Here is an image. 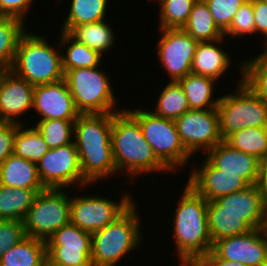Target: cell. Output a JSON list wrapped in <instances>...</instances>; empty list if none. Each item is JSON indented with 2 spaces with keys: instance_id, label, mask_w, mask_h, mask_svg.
<instances>
[{
  "instance_id": "obj_1",
  "label": "cell",
  "mask_w": 267,
  "mask_h": 266,
  "mask_svg": "<svg viewBox=\"0 0 267 266\" xmlns=\"http://www.w3.org/2000/svg\"><path fill=\"white\" fill-rule=\"evenodd\" d=\"M113 113L80 114L74 124V142L83 178L91 185L117 173L112 154Z\"/></svg>"
},
{
  "instance_id": "obj_2",
  "label": "cell",
  "mask_w": 267,
  "mask_h": 266,
  "mask_svg": "<svg viewBox=\"0 0 267 266\" xmlns=\"http://www.w3.org/2000/svg\"><path fill=\"white\" fill-rule=\"evenodd\" d=\"M111 145L119 174L124 170L132 179L150 172L159 174L170 171L154 154L144 138L139 122L126 109L113 113Z\"/></svg>"
},
{
  "instance_id": "obj_3",
  "label": "cell",
  "mask_w": 267,
  "mask_h": 266,
  "mask_svg": "<svg viewBox=\"0 0 267 266\" xmlns=\"http://www.w3.org/2000/svg\"><path fill=\"white\" fill-rule=\"evenodd\" d=\"M175 208L173 236L179 258L207 254L213 243L208 230V201L188 183Z\"/></svg>"
},
{
  "instance_id": "obj_4",
  "label": "cell",
  "mask_w": 267,
  "mask_h": 266,
  "mask_svg": "<svg viewBox=\"0 0 267 266\" xmlns=\"http://www.w3.org/2000/svg\"><path fill=\"white\" fill-rule=\"evenodd\" d=\"M57 46L53 47L45 36L26 31L19 40L10 70L34 86L64 79L59 42Z\"/></svg>"
},
{
  "instance_id": "obj_5",
  "label": "cell",
  "mask_w": 267,
  "mask_h": 266,
  "mask_svg": "<svg viewBox=\"0 0 267 266\" xmlns=\"http://www.w3.org/2000/svg\"><path fill=\"white\" fill-rule=\"evenodd\" d=\"M134 202L105 228L92 233L91 263L95 266H116L132 250L140 246L143 235L137 204Z\"/></svg>"
},
{
  "instance_id": "obj_6",
  "label": "cell",
  "mask_w": 267,
  "mask_h": 266,
  "mask_svg": "<svg viewBox=\"0 0 267 266\" xmlns=\"http://www.w3.org/2000/svg\"><path fill=\"white\" fill-rule=\"evenodd\" d=\"M107 75L98 67L71 69L64 74L80 114L117 113L124 109H118L113 86Z\"/></svg>"
},
{
  "instance_id": "obj_7",
  "label": "cell",
  "mask_w": 267,
  "mask_h": 266,
  "mask_svg": "<svg viewBox=\"0 0 267 266\" xmlns=\"http://www.w3.org/2000/svg\"><path fill=\"white\" fill-rule=\"evenodd\" d=\"M126 110L139 122L145 140L170 172L188 164L193 156L183 146L174 120L156 116L148 109Z\"/></svg>"
},
{
  "instance_id": "obj_8",
  "label": "cell",
  "mask_w": 267,
  "mask_h": 266,
  "mask_svg": "<svg viewBox=\"0 0 267 266\" xmlns=\"http://www.w3.org/2000/svg\"><path fill=\"white\" fill-rule=\"evenodd\" d=\"M232 94L220 96L217 111L223 140L231 133L248 127H267V103L237 82Z\"/></svg>"
},
{
  "instance_id": "obj_9",
  "label": "cell",
  "mask_w": 267,
  "mask_h": 266,
  "mask_svg": "<svg viewBox=\"0 0 267 266\" xmlns=\"http://www.w3.org/2000/svg\"><path fill=\"white\" fill-rule=\"evenodd\" d=\"M65 189L40 191L22 220L26 236L47 241L70 222V196Z\"/></svg>"
},
{
  "instance_id": "obj_10",
  "label": "cell",
  "mask_w": 267,
  "mask_h": 266,
  "mask_svg": "<svg viewBox=\"0 0 267 266\" xmlns=\"http://www.w3.org/2000/svg\"><path fill=\"white\" fill-rule=\"evenodd\" d=\"M83 195L70 196V222L91 234L105 228L133 203V196L126 193L118 202L103 195Z\"/></svg>"
},
{
  "instance_id": "obj_11",
  "label": "cell",
  "mask_w": 267,
  "mask_h": 266,
  "mask_svg": "<svg viewBox=\"0 0 267 266\" xmlns=\"http://www.w3.org/2000/svg\"><path fill=\"white\" fill-rule=\"evenodd\" d=\"M37 170L44 188L67 189L71 185L83 188L90 185L83 178L75 142L49 149L38 162Z\"/></svg>"
},
{
  "instance_id": "obj_12",
  "label": "cell",
  "mask_w": 267,
  "mask_h": 266,
  "mask_svg": "<svg viewBox=\"0 0 267 266\" xmlns=\"http://www.w3.org/2000/svg\"><path fill=\"white\" fill-rule=\"evenodd\" d=\"M174 122L183 146L192 156L199 151L205 154L223 141L217 108L188 110Z\"/></svg>"
},
{
  "instance_id": "obj_13",
  "label": "cell",
  "mask_w": 267,
  "mask_h": 266,
  "mask_svg": "<svg viewBox=\"0 0 267 266\" xmlns=\"http://www.w3.org/2000/svg\"><path fill=\"white\" fill-rule=\"evenodd\" d=\"M91 243V233L69 222L46 241L47 263L50 266L90 265Z\"/></svg>"
},
{
  "instance_id": "obj_14",
  "label": "cell",
  "mask_w": 267,
  "mask_h": 266,
  "mask_svg": "<svg viewBox=\"0 0 267 266\" xmlns=\"http://www.w3.org/2000/svg\"><path fill=\"white\" fill-rule=\"evenodd\" d=\"M157 56L171 82H177L191 73V64L198 41L182 28L159 29Z\"/></svg>"
},
{
  "instance_id": "obj_15",
  "label": "cell",
  "mask_w": 267,
  "mask_h": 266,
  "mask_svg": "<svg viewBox=\"0 0 267 266\" xmlns=\"http://www.w3.org/2000/svg\"><path fill=\"white\" fill-rule=\"evenodd\" d=\"M212 251L221 259L239 261L245 266H267V241L260 229L218 239Z\"/></svg>"
},
{
  "instance_id": "obj_16",
  "label": "cell",
  "mask_w": 267,
  "mask_h": 266,
  "mask_svg": "<svg viewBox=\"0 0 267 266\" xmlns=\"http://www.w3.org/2000/svg\"><path fill=\"white\" fill-rule=\"evenodd\" d=\"M199 168H191L188 183L206 201L216 200L227 194L243 190L250 184L237 174L224 173L206 157ZM201 166V167H200Z\"/></svg>"
},
{
  "instance_id": "obj_17",
  "label": "cell",
  "mask_w": 267,
  "mask_h": 266,
  "mask_svg": "<svg viewBox=\"0 0 267 266\" xmlns=\"http://www.w3.org/2000/svg\"><path fill=\"white\" fill-rule=\"evenodd\" d=\"M33 94L34 85L11 70L0 71V123L23 124L19 118L33 109Z\"/></svg>"
},
{
  "instance_id": "obj_18",
  "label": "cell",
  "mask_w": 267,
  "mask_h": 266,
  "mask_svg": "<svg viewBox=\"0 0 267 266\" xmlns=\"http://www.w3.org/2000/svg\"><path fill=\"white\" fill-rule=\"evenodd\" d=\"M34 109L38 115H41L39 120H76L80 115L65 79L34 86Z\"/></svg>"
},
{
  "instance_id": "obj_19",
  "label": "cell",
  "mask_w": 267,
  "mask_h": 266,
  "mask_svg": "<svg viewBox=\"0 0 267 266\" xmlns=\"http://www.w3.org/2000/svg\"><path fill=\"white\" fill-rule=\"evenodd\" d=\"M264 201L257 184L208 201V213H232L240 216L252 229H260Z\"/></svg>"
},
{
  "instance_id": "obj_20",
  "label": "cell",
  "mask_w": 267,
  "mask_h": 266,
  "mask_svg": "<svg viewBox=\"0 0 267 266\" xmlns=\"http://www.w3.org/2000/svg\"><path fill=\"white\" fill-rule=\"evenodd\" d=\"M205 154L206 158L224 173L237 174L250 185L258 183L260 160L253 155L231 147L224 140Z\"/></svg>"
},
{
  "instance_id": "obj_21",
  "label": "cell",
  "mask_w": 267,
  "mask_h": 266,
  "mask_svg": "<svg viewBox=\"0 0 267 266\" xmlns=\"http://www.w3.org/2000/svg\"><path fill=\"white\" fill-rule=\"evenodd\" d=\"M223 41L225 37L215 41L198 42L191 64L192 74L210 77L216 81L221 79L231 65V56L218 46Z\"/></svg>"
},
{
  "instance_id": "obj_22",
  "label": "cell",
  "mask_w": 267,
  "mask_h": 266,
  "mask_svg": "<svg viewBox=\"0 0 267 266\" xmlns=\"http://www.w3.org/2000/svg\"><path fill=\"white\" fill-rule=\"evenodd\" d=\"M0 185L13 188L44 190L37 164L12 153L0 166Z\"/></svg>"
},
{
  "instance_id": "obj_23",
  "label": "cell",
  "mask_w": 267,
  "mask_h": 266,
  "mask_svg": "<svg viewBox=\"0 0 267 266\" xmlns=\"http://www.w3.org/2000/svg\"><path fill=\"white\" fill-rule=\"evenodd\" d=\"M177 82L186 95L190 110L217 108L220 96L218 98L213 96L215 83L218 82L215 79L190 73Z\"/></svg>"
},
{
  "instance_id": "obj_24",
  "label": "cell",
  "mask_w": 267,
  "mask_h": 266,
  "mask_svg": "<svg viewBox=\"0 0 267 266\" xmlns=\"http://www.w3.org/2000/svg\"><path fill=\"white\" fill-rule=\"evenodd\" d=\"M46 241L26 236L0 258V266H44Z\"/></svg>"
},
{
  "instance_id": "obj_25",
  "label": "cell",
  "mask_w": 267,
  "mask_h": 266,
  "mask_svg": "<svg viewBox=\"0 0 267 266\" xmlns=\"http://www.w3.org/2000/svg\"><path fill=\"white\" fill-rule=\"evenodd\" d=\"M60 48L66 52L62 54V68L64 74L71 69L100 67L103 56L81 42L74 40L67 32L60 34ZM67 45V46H66ZM66 47V48H65Z\"/></svg>"
},
{
  "instance_id": "obj_26",
  "label": "cell",
  "mask_w": 267,
  "mask_h": 266,
  "mask_svg": "<svg viewBox=\"0 0 267 266\" xmlns=\"http://www.w3.org/2000/svg\"><path fill=\"white\" fill-rule=\"evenodd\" d=\"M40 191L0 185V220L22 222Z\"/></svg>"
},
{
  "instance_id": "obj_27",
  "label": "cell",
  "mask_w": 267,
  "mask_h": 266,
  "mask_svg": "<svg viewBox=\"0 0 267 266\" xmlns=\"http://www.w3.org/2000/svg\"><path fill=\"white\" fill-rule=\"evenodd\" d=\"M182 29L198 42L224 38V33L215 24L204 0H197L194 3L188 21Z\"/></svg>"
},
{
  "instance_id": "obj_28",
  "label": "cell",
  "mask_w": 267,
  "mask_h": 266,
  "mask_svg": "<svg viewBox=\"0 0 267 266\" xmlns=\"http://www.w3.org/2000/svg\"><path fill=\"white\" fill-rule=\"evenodd\" d=\"M102 20L72 27L67 33L76 41L83 43L103 56L115 45V32L110 24Z\"/></svg>"
},
{
  "instance_id": "obj_29",
  "label": "cell",
  "mask_w": 267,
  "mask_h": 266,
  "mask_svg": "<svg viewBox=\"0 0 267 266\" xmlns=\"http://www.w3.org/2000/svg\"><path fill=\"white\" fill-rule=\"evenodd\" d=\"M21 19L0 16V71L10 70L21 36L27 31Z\"/></svg>"
},
{
  "instance_id": "obj_30",
  "label": "cell",
  "mask_w": 267,
  "mask_h": 266,
  "mask_svg": "<svg viewBox=\"0 0 267 266\" xmlns=\"http://www.w3.org/2000/svg\"><path fill=\"white\" fill-rule=\"evenodd\" d=\"M241 80L256 96L267 103V51L238 64Z\"/></svg>"
},
{
  "instance_id": "obj_31",
  "label": "cell",
  "mask_w": 267,
  "mask_h": 266,
  "mask_svg": "<svg viewBox=\"0 0 267 266\" xmlns=\"http://www.w3.org/2000/svg\"><path fill=\"white\" fill-rule=\"evenodd\" d=\"M70 11L64 19L62 32H68L72 27L86 23L105 20L108 0H71Z\"/></svg>"
},
{
  "instance_id": "obj_32",
  "label": "cell",
  "mask_w": 267,
  "mask_h": 266,
  "mask_svg": "<svg viewBox=\"0 0 267 266\" xmlns=\"http://www.w3.org/2000/svg\"><path fill=\"white\" fill-rule=\"evenodd\" d=\"M224 141L231 147L253 155L260 161L267 157V127H248L231 133Z\"/></svg>"
},
{
  "instance_id": "obj_33",
  "label": "cell",
  "mask_w": 267,
  "mask_h": 266,
  "mask_svg": "<svg viewBox=\"0 0 267 266\" xmlns=\"http://www.w3.org/2000/svg\"><path fill=\"white\" fill-rule=\"evenodd\" d=\"M48 150V145L34 125L30 128H26L24 124L18 125L14 140L15 155L38 164Z\"/></svg>"
},
{
  "instance_id": "obj_34",
  "label": "cell",
  "mask_w": 267,
  "mask_h": 266,
  "mask_svg": "<svg viewBox=\"0 0 267 266\" xmlns=\"http://www.w3.org/2000/svg\"><path fill=\"white\" fill-rule=\"evenodd\" d=\"M158 96L155 110H150L156 116L175 120L190 110L186 95L178 82L169 81Z\"/></svg>"
},
{
  "instance_id": "obj_35",
  "label": "cell",
  "mask_w": 267,
  "mask_h": 266,
  "mask_svg": "<svg viewBox=\"0 0 267 266\" xmlns=\"http://www.w3.org/2000/svg\"><path fill=\"white\" fill-rule=\"evenodd\" d=\"M75 121L62 119L38 120L34 126L41 133L48 148L54 149L74 142Z\"/></svg>"
},
{
  "instance_id": "obj_36",
  "label": "cell",
  "mask_w": 267,
  "mask_h": 266,
  "mask_svg": "<svg viewBox=\"0 0 267 266\" xmlns=\"http://www.w3.org/2000/svg\"><path fill=\"white\" fill-rule=\"evenodd\" d=\"M208 230L212 243L218 239L246 234L252 228L232 213H208Z\"/></svg>"
},
{
  "instance_id": "obj_37",
  "label": "cell",
  "mask_w": 267,
  "mask_h": 266,
  "mask_svg": "<svg viewBox=\"0 0 267 266\" xmlns=\"http://www.w3.org/2000/svg\"><path fill=\"white\" fill-rule=\"evenodd\" d=\"M197 0H162L159 29L182 28L188 21L192 7Z\"/></svg>"
},
{
  "instance_id": "obj_38",
  "label": "cell",
  "mask_w": 267,
  "mask_h": 266,
  "mask_svg": "<svg viewBox=\"0 0 267 266\" xmlns=\"http://www.w3.org/2000/svg\"><path fill=\"white\" fill-rule=\"evenodd\" d=\"M217 27L224 33L234 15L247 0H204Z\"/></svg>"
},
{
  "instance_id": "obj_39",
  "label": "cell",
  "mask_w": 267,
  "mask_h": 266,
  "mask_svg": "<svg viewBox=\"0 0 267 266\" xmlns=\"http://www.w3.org/2000/svg\"><path fill=\"white\" fill-rule=\"evenodd\" d=\"M255 35L254 13L252 0H247L236 12L233 20L224 32V37L240 38L244 35Z\"/></svg>"
},
{
  "instance_id": "obj_40",
  "label": "cell",
  "mask_w": 267,
  "mask_h": 266,
  "mask_svg": "<svg viewBox=\"0 0 267 266\" xmlns=\"http://www.w3.org/2000/svg\"><path fill=\"white\" fill-rule=\"evenodd\" d=\"M26 237L23 223L18 220H0V258Z\"/></svg>"
},
{
  "instance_id": "obj_41",
  "label": "cell",
  "mask_w": 267,
  "mask_h": 266,
  "mask_svg": "<svg viewBox=\"0 0 267 266\" xmlns=\"http://www.w3.org/2000/svg\"><path fill=\"white\" fill-rule=\"evenodd\" d=\"M16 123H0V166L13 153Z\"/></svg>"
},
{
  "instance_id": "obj_42",
  "label": "cell",
  "mask_w": 267,
  "mask_h": 266,
  "mask_svg": "<svg viewBox=\"0 0 267 266\" xmlns=\"http://www.w3.org/2000/svg\"><path fill=\"white\" fill-rule=\"evenodd\" d=\"M33 0H0V16H10L24 21Z\"/></svg>"
},
{
  "instance_id": "obj_43",
  "label": "cell",
  "mask_w": 267,
  "mask_h": 266,
  "mask_svg": "<svg viewBox=\"0 0 267 266\" xmlns=\"http://www.w3.org/2000/svg\"><path fill=\"white\" fill-rule=\"evenodd\" d=\"M255 33L263 35L264 49L267 47V0H252Z\"/></svg>"
},
{
  "instance_id": "obj_44",
  "label": "cell",
  "mask_w": 267,
  "mask_h": 266,
  "mask_svg": "<svg viewBox=\"0 0 267 266\" xmlns=\"http://www.w3.org/2000/svg\"><path fill=\"white\" fill-rule=\"evenodd\" d=\"M180 266H216V254L211 250L207 254H194L179 259Z\"/></svg>"
},
{
  "instance_id": "obj_45",
  "label": "cell",
  "mask_w": 267,
  "mask_h": 266,
  "mask_svg": "<svg viewBox=\"0 0 267 266\" xmlns=\"http://www.w3.org/2000/svg\"><path fill=\"white\" fill-rule=\"evenodd\" d=\"M257 185L259 186L262 199L264 203H267V157L260 161L259 180Z\"/></svg>"
},
{
  "instance_id": "obj_46",
  "label": "cell",
  "mask_w": 267,
  "mask_h": 266,
  "mask_svg": "<svg viewBox=\"0 0 267 266\" xmlns=\"http://www.w3.org/2000/svg\"><path fill=\"white\" fill-rule=\"evenodd\" d=\"M260 231L267 241V203L264 205L263 219L260 226Z\"/></svg>"
},
{
  "instance_id": "obj_47",
  "label": "cell",
  "mask_w": 267,
  "mask_h": 266,
  "mask_svg": "<svg viewBox=\"0 0 267 266\" xmlns=\"http://www.w3.org/2000/svg\"><path fill=\"white\" fill-rule=\"evenodd\" d=\"M216 266H245L239 261H228L221 259L216 255Z\"/></svg>"
}]
</instances>
